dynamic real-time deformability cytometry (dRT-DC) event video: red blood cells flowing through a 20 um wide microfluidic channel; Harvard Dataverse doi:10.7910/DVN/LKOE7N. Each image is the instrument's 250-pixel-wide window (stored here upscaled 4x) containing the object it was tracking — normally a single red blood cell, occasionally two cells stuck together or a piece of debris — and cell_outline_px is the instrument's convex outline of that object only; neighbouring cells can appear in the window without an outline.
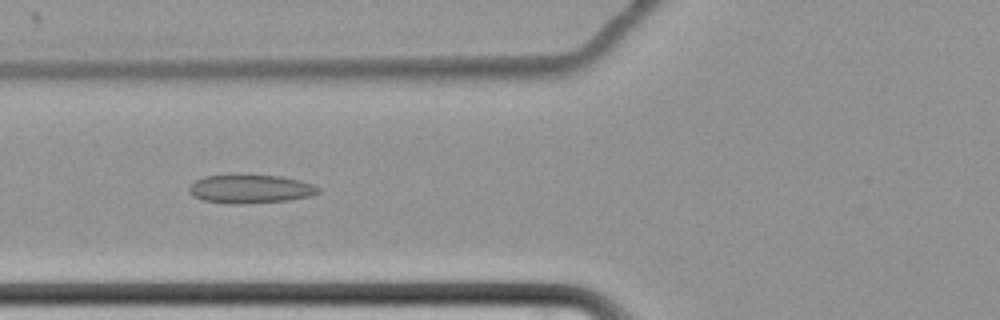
{"species": "common noctule bat (a hibernating species)", "species_latin": "Nyctalus noctula", "temperature_condition": "cold", "stored_images_in_passage": 59, "camera_frame_rate_fps": 3000, "um_per_image_px": 0.085, "animal": {"sex": "female", "body_mass_g": 22.7, "forearm_length_mm": 54.2}, "frame": {"image": 1, "passage_image": 24, "time_ms": 7.667, "image_size_px": [1000, 320], "cell_outline_px": [[320, 192], [312, 196], [288, 200], [244, 204], [232, 204], [204, 200], [192, 196], [188, 192], [188, 188], [196, 180], [204, 176], [232, 172], [280, 176], [300, 180], [312, 184], [320, 188]], "centroid_in_image_um": [21.25, 16.02], "position_along_channel_um": 104.5, "area_um2": 22.37}}
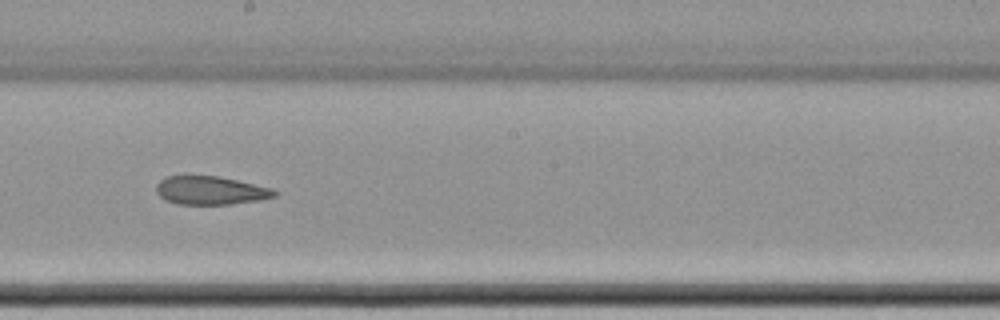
{"frame": {"image": 2, "passage_image": 35, "time_ms": 11.333, "image_size_px": [1000, 320], "cell_outline_px": [[276, 196], [260, 200], [228, 204], [176, 204], [164, 200], [156, 192], [156, 184], [160, 180], [168, 176], [184, 172], [216, 176], [236, 180], [272, 188], [276, 192]], "centroid_in_image_um": [17.8, 16.15], "position_along_channel_um": 230.4, "area_um2": 20.11}}
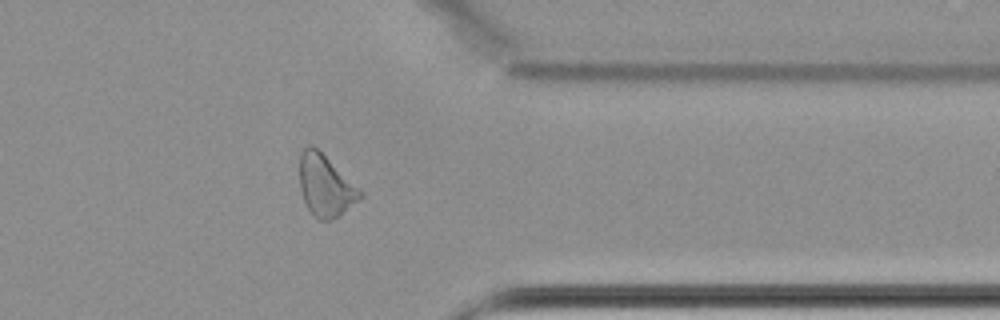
{"frame": {"image": 3, "passage_image": 49, "time_ms": 16.0, "image_size_px": [1000, 320], "cell_outline_px": [[364, 196], [340, 216], [332, 220], [320, 220], [308, 208], [304, 200], [300, 188], [300, 152], [308, 144], [312, 144], [364, 192]], "centroid_in_image_um": [27.68, 15.78], "position_along_channel_um": 383.7, "area_um2": 21.62}}